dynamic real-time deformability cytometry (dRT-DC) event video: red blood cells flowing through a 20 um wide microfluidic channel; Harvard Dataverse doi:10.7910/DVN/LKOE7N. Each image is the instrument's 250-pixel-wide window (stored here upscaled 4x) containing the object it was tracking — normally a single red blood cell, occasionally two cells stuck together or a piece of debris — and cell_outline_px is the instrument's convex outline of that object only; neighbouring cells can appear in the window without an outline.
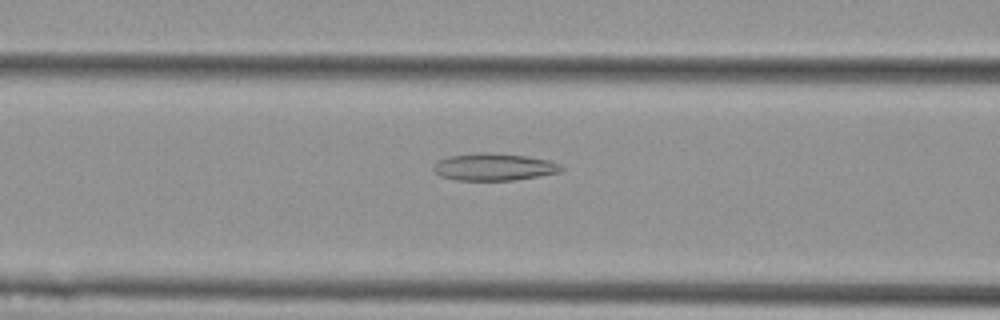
{"species": "Egyptian fruit bat (a non-hibernating species)", "species_latin": "Rousettus aegyptiacus", "temperature_condition": "cold", "stored_images_in_passage": 39, "camera_frame_rate_fps": 3000, "um_per_image_px": 0.085, "animal": {"sex": "female"}, "frame": {"image": 1, "passage_image": 11, "time_ms": 3.333, "image_size_px": [1000, 320], "cell_outline_px": [[564, 168], [560, 172], [540, 176], [512, 180], [456, 180], [440, 176], [432, 168], [432, 164], [436, 160], [448, 156], [476, 152], [484, 152], [528, 156], [548, 160], [560, 164]], "centroid_in_image_um": [41.95, 14.18], "position_along_channel_um": 124.7, "area_um2": 20.46}}
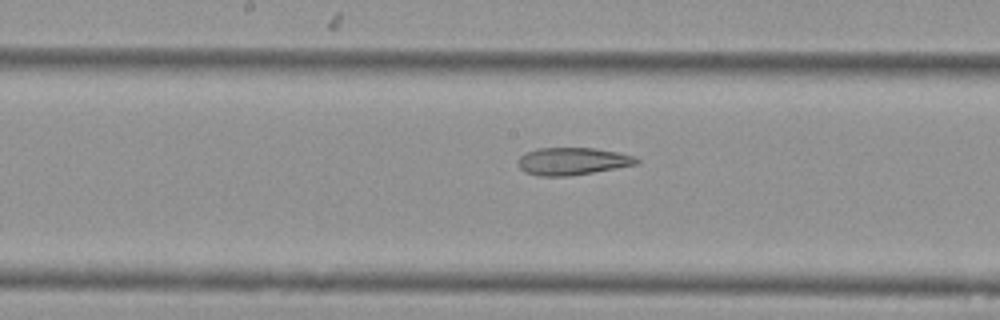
{"frame": {"image": 2, "passage_image": 17, "time_ms": 5.333, "image_size_px": [1000, 320], "cell_outline_px": [[640, 164], [568, 176], [540, 176], [524, 172], [516, 164], [516, 160], [524, 152], [536, 148], [592, 148], [620, 152], [636, 156], [640, 160]], "centroid_in_image_um": [48.64, 13.7], "position_along_channel_um": 199.6, "area_um2": 19.25}}
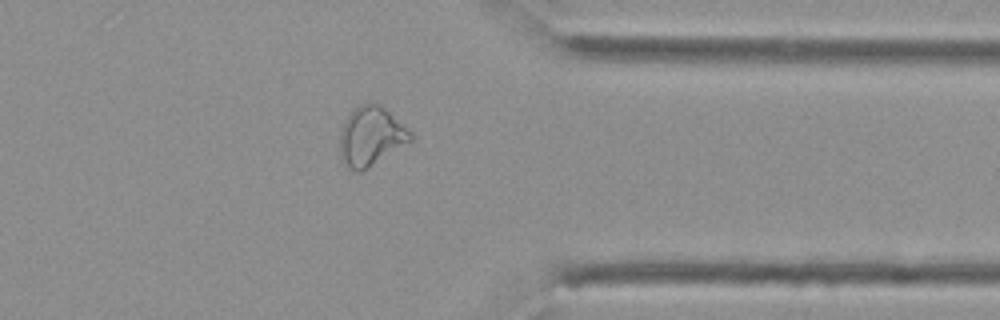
{"frame": {"image": 3, "passage_image": 32, "time_ms": 10.333, "image_size_px": [1000, 320], "cell_outline_px": [[412, 140], [368, 168], [360, 172], [356, 172], [348, 168], [344, 164], [340, 152], [340, 132], [344, 120], [360, 104], [372, 100], [380, 104], [412, 132]], "centroid_in_image_um": [31.52, 11.57], "position_along_channel_um": 379.9, "area_um2": 24.33}, "authors_computed_cell_mechanics": {"area_um2": 20.4612, "velocity_mm_per_s": 3.7551, "shape_relaxation_time_tau1_ms": null, "shape_relaxation_time_tau2_ms": 3.6274, "deformation_change_tau1": null, "deformation_change_tau2": 0.1188}}